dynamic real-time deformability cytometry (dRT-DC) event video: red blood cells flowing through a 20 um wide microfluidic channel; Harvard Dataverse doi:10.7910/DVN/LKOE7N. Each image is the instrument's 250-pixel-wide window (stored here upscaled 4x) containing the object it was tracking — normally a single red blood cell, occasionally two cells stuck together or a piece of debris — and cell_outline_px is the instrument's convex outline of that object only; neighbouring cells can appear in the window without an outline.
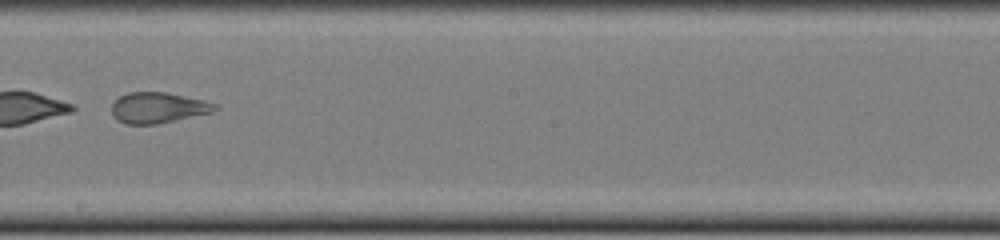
{"species": "common noctule bat (a hibernating species)", "species_latin": "Nyctalus noctula", "temperature_condition": "cold", "stored_images_in_passage": 49, "camera_frame_rate_fps": 3000, "um_per_image_px": 0.085, "animal": {"sex": "female", "body_mass_g": 22.0, "forearm_length_mm": 56.7}, "frame": {"image": 1, "passage_image": 28, "time_ms": 9.0, "image_size_px": [1000, 240], "cell_outline_px": [[220, 108], [216, 112], [156, 124], [124, 124], [116, 120], [112, 116], [112, 104], [120, 96], [128, 92], [164, 92], [204, 100], [220, 104]], "centroid_in_image_um": [13.48, 9.16], "position_along_channel_um": 234.7, "area_um2": 18.79}}
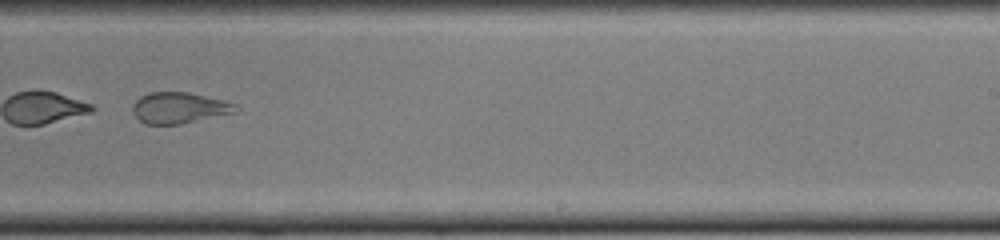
{"frame": {"image": 2, "passage_image": 31, "time_ms": 10.0, "image_size_px": [1000, 240], "cell_outline_px": [[240, 108], [232, 112], [180, 124], [144, 124], [132, 112], [132, 104], [140, 96], [148, 92], [188, 92], [224, 100], [236, 104]], "centroid_in_image_um": [15.18, 9.15], "position_along_channel_um": 273.8, "area_um2": 18.5}}
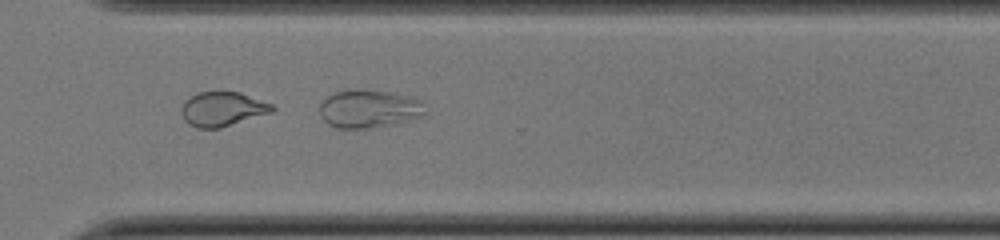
{"frame": {"image": 3, "passage_image": 36, "time_ms": 11.667, "image_size_px": [1000, 240], "cell_outline_px": [[276, 108], [272, 112], [220, 128], [196, 128], [188, 124], [184, 120], [180, 112], [180, 108], [184, 100], [200, 92], [240, 92], [272, 104]], "centroid_in_image_um": [18.88, 9.27], "position_along_channel_um": 351.7, "area_um2": 18.21}}